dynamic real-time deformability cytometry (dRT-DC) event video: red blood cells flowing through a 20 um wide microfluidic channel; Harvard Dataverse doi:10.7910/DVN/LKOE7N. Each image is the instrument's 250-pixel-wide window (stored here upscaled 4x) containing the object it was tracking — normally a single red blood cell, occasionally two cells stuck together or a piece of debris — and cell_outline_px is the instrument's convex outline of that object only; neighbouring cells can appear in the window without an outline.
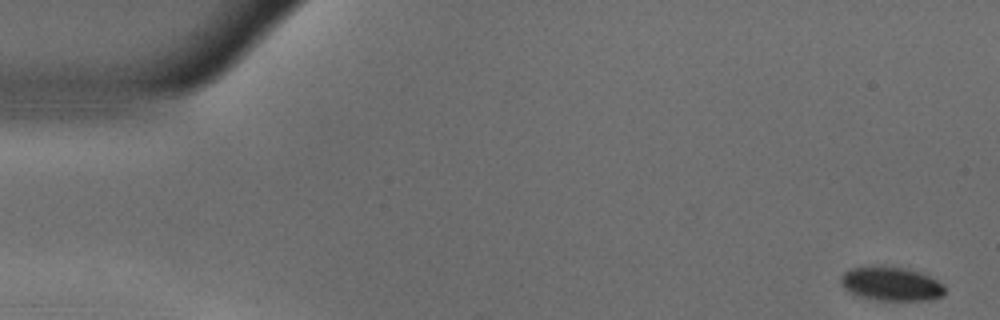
{"species": "common noctule bat (a hibernating species)", "species_latin": "Nyctalus noctula", "temperature_condition": "warm", "stored_images_in_passage": 55, "camera_frame_rate_fps": 3000, "um_per_image_px": 0.085, "animal": {"sex": "male", "body_mass_g": 18.8}, "frame": {"image": 1, "passage_image": 1, "time_ms": 0.0, "image_size_px": [1000, 320], "cell_outline_px": [[944, 292], [940, 296], [928, 300], [876, 300], [860, 296], [844, 288], [840, 284], [840, 276], [844, 272], [852, 268], [908, 268], [920, 272], [944, 284]], "centroid_in_image_um": [75.75, 24.15], "position_along_channel_um": 9.2, "area_um2": 19.94}}
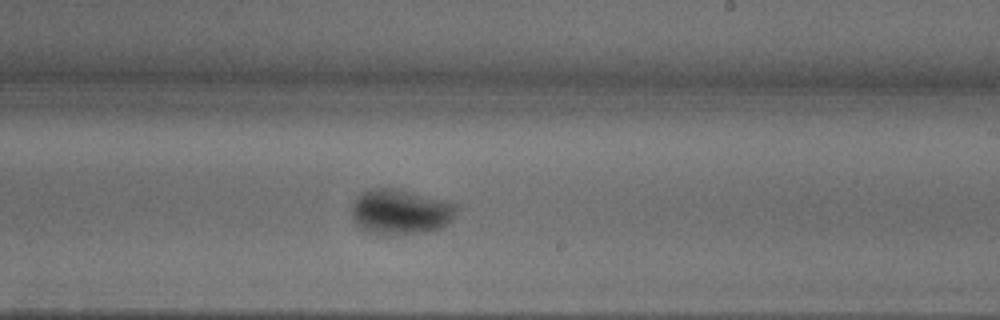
{"frame": {"image": 2, "passage_image": 32, "time_ms": 10.333, "image_size_px": [1000, 320], "cell_outline_px": [[456, 212], [452, 220], [448, 224], [440, 228], [428, 232], [392, 236], [384, 236], [368, 232], [360, 228], [356, 224], [352, 216], [352, 204], [364, 192], [372, 188], [392, 188], [456, 204]], "centroid_in_image_um": [34.02, 18.06], "position_along_channel_um": 255.0, "area_um2": 27.46}}
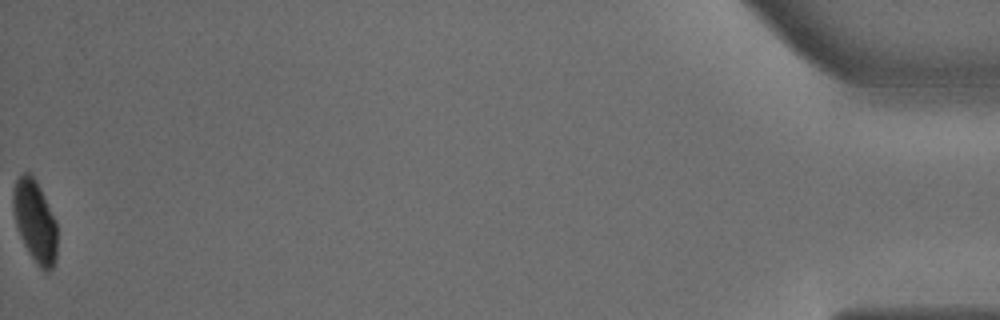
{"frame": {"image": 3, "passage_image": 55, "time_ms": 18.0, "image_size_px": [1000, 320], "cell_outline_px": [[56, 260], [52, 268], [48, 272], [44, 272], [36, 264], [28, 252], [20, 236], [16, 224], [12, 208], [12, 192], [16, 180], [24, 172], [28, 172], [36, 180], [56, 220]], "centroid_in_image_um": [2.96, 18.82], "position_along_channel_um": 432.2, "area_um2": 21.1}, "authors_computed_cell_mechanics": {"area_um2": 24.1026, "velocity_mm_per_s": 3.6218, "shape_relaxation_time_tau1_ms": 4.4195, "shape_relaxation_time_tau2_ms": null, "deformation_change_tau1": 0.1503, "deformation_change_tau2": null}}